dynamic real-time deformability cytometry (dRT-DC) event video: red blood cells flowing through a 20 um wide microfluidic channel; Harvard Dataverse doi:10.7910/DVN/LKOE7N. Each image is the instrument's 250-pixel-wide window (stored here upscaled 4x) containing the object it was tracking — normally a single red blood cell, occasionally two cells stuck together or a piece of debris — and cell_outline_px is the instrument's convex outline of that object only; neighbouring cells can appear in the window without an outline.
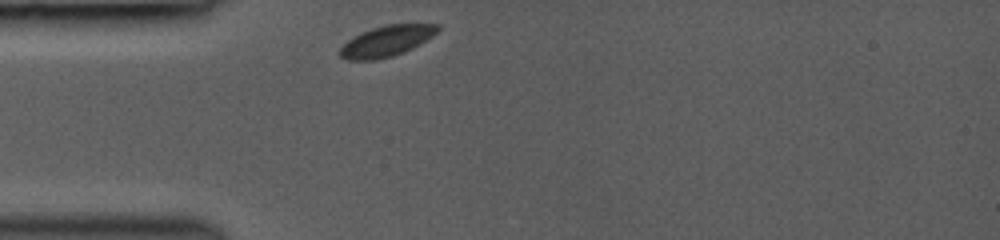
{"species": "common noctule bat (a hibernating species)", "species_latin": "Nyctalus noctula", "temperature_condition": "room temperature", "stored_images_in_passage": 1, "camera_frame_rate_fps": 3000, "um_per_image_px": 0.085, "animal": {"sex": "female", "body_mass_g": 19.0, "forearm_length_mm": 53.3}, "frame": {"image": 1, "passage_image": 1, "time_ms": 0.0, "image_size_px": [1000, 240], "cell_outline_px": [[440, 28], [432, 36], [412, 48], [404, 52], [392, 56], [376, 60], [348, 60], [340, 56], [340, 48], [348, 40], [372, 28], [384, 24], [440, 24]], "centroid_in_image_um": [32.87, 3.49], "position_along_channel_um": 52.1, "area_um2": 17.28}}